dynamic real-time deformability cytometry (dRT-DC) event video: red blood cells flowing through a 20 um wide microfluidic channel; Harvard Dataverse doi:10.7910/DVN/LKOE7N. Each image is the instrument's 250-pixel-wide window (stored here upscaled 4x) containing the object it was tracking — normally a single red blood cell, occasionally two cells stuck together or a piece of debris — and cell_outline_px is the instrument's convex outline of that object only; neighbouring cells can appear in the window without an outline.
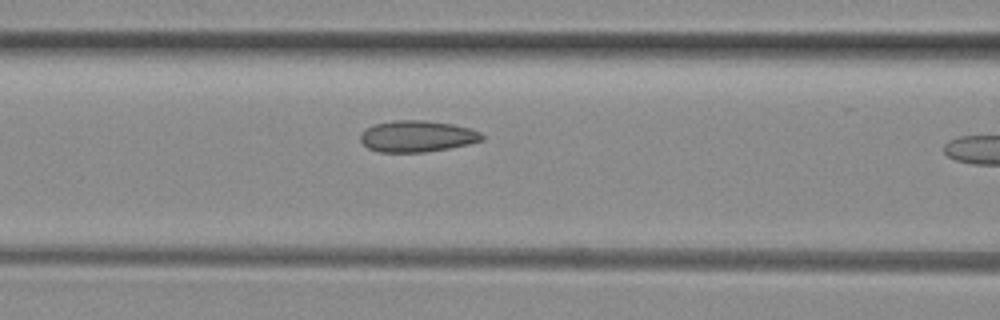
{"species": "common noctule bat (a hibernating species)", "species_latin": "Nyctalus noctula", "temperature_condition": "room temperature", "stored_images_in_passage": 10, "camera_frame_rate_fps": 3000, "um_per_image_px": 0.085, "animal": {"sex": "female", "body_mass_g": 29.2, "forearm_length_mm": 56.3}, "frame": {"image": 1, "passage_image": 9, "time_ms": 2.667, "image_size_px": [1000, 320], "cell_outline_px": [[484, 140], [468, 144], [448, 148], [424, 152], [376, 152], [368, 148], [360, 140], [360, 132], [376, 124], [392, 120], [424, 120], [452, 124], [472, 128], [480, 132], [484, 136]], "centroid_in_image_um": [35.46, 11.58], "position_along_channel_um": 131.1, "area_um2": 22.31}}